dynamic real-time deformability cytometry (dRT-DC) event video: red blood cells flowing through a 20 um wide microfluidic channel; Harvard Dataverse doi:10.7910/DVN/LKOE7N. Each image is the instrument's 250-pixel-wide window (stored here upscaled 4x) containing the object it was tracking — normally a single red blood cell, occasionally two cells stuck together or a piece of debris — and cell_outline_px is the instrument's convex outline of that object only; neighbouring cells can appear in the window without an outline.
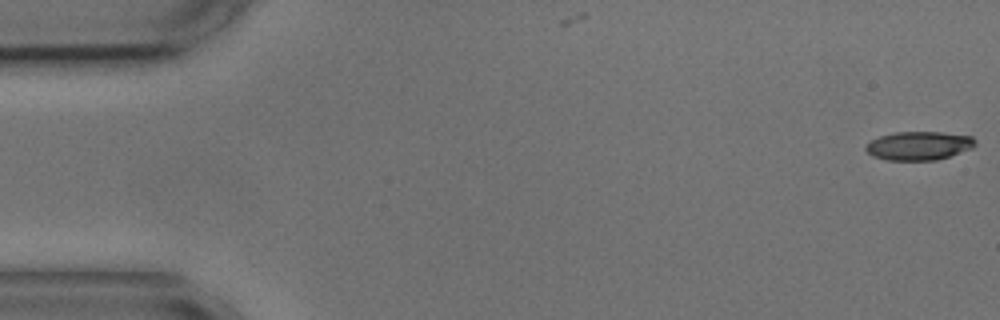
{"species": "common noctule bat (a hibernating species)", "species_latin": "Nyctalus noctula", "temperature_condition": "cold", "stored_images_in_passage": 55, "camera_frame_rate_fps": 3000, "um_per_image_px": 0.085, "animal": {"sex": "male", "body_mass_g": 17.9, "forearm_length_mm": 54.2}, "frame": {"image": 1, "passage_image": 1, "time_ms": 0.0, "image_size_px": [1000, 320], "cell_outline_px": [[976, 144], [972, 148], [936, 160], [888, 160], [872, 156], [864, 148], [872, 140], [880, 136], [896, 132], [940, 132], [972, 136], [976, 140]], "centroid_in_image_um": [78.11, 12.38], "position_along_channel_um": 6.9, "area_um2": 18.09}}
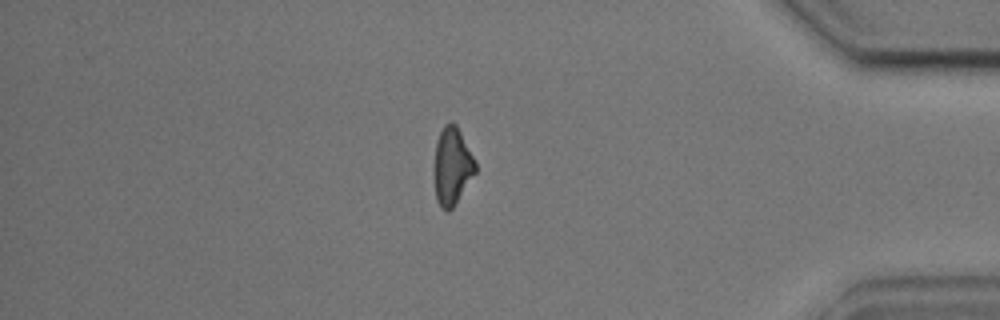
{"frame": {"image": 2, "passage_image": 47, "time_ms": 15.333, "image_size_px": [1000, 320], "cell_outline_px": [[476, 172], [452, 208], [448, 212], [440, 208], [436, 200], [436, 140], [444, 124], [448, 120], [452, 120], [456, 124], [476, 164]], "centroid_in_image_um": [38.44, 14.11], "position_along_channel_um": 396.8, "area_um2": 18.09}}
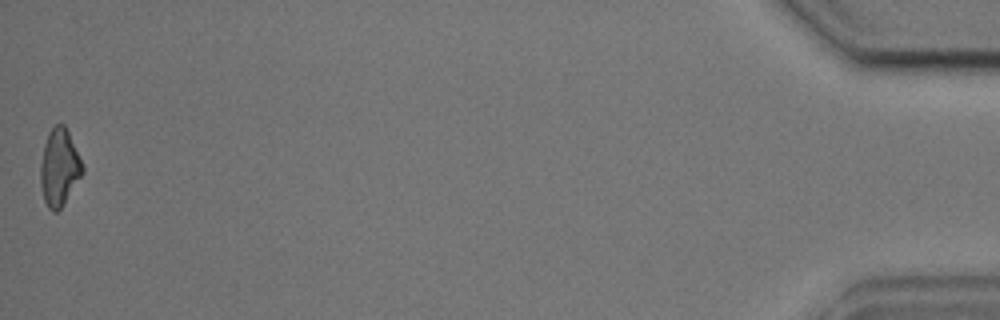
{"frame": {"image": 3, "passage_image": 55, "time_ms": 18.0, "image_size_px": [1000, 320], "cell_outline_px": [[84, 172], [60, 208], [56, 212], [52, 212], [48, 208], [44, 200], [40, 184], [40, 164], [44, 144], [48, 132], [56, 124], [64, 124], [68, 132], [84, 168]], "centroid_in_image_um": [5.02, 14.24], "position_along_channel_um": 430.2, "area_um2": 18.61}, "authors_computed_cell_mechanics": {"area_um2": 19.4208, "velocity_mm_per_s": 3.6174, "shape_relaxation_time_tau1_ms": null, "shape_relaxation_time_tau2_ms": 10.5332, "deformation_change_tau1": null, "deformation_change_tau2": 0.2341}}